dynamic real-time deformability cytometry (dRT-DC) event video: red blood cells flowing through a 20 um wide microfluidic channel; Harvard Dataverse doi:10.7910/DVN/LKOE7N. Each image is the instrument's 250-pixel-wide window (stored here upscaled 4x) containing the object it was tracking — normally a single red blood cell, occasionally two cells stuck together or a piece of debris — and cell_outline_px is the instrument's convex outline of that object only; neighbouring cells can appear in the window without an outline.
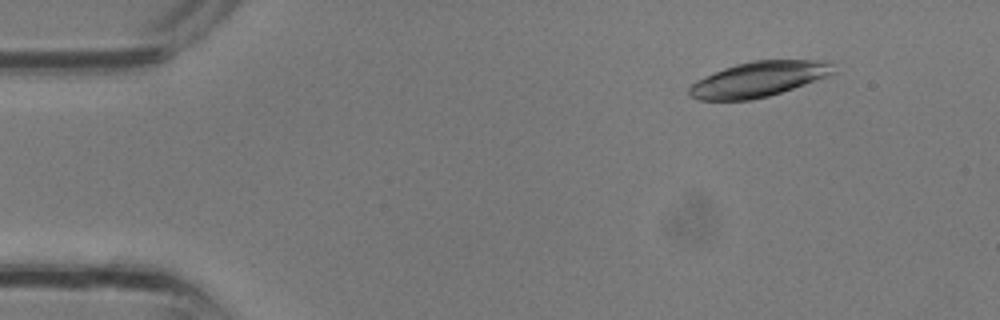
{"species": "common noctule bat (a hibernating species)", "species_latin": "Nyctalus noctula", "temperature_condition": "room temperature", "stored_images_in_passage": 12, "camera_frame_rate_fps": 3000, "um_per_image_px": 0.085, "animal": {"sex": "male", "body_mass_g": 13.3}, "frame": {"image": 1, "passage_image": 4, "time_ms": 1.0, "image_size_px": [1000, 320], "cell_outline_px": [[836, 72], [828, 76], [768, 96], [752, 100], [696, 100], [688, 96], [688, 88], [696, 80], [724, 68], [736, 64], [752, 60], [816, 60], [832, 64]], "centroid_in_image_um": [64.43, 6.74], "position_along_channel_um": 20.6, "area_um2": 29.42}}
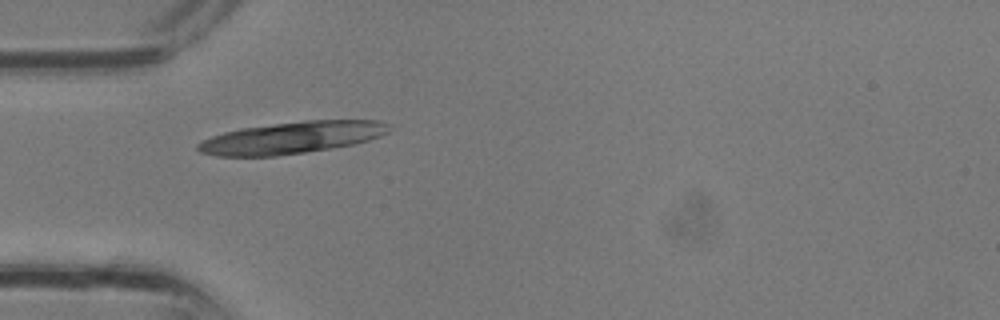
{"frame": {"image": 2, "passage_image": 10, "time_ms": 3.0, "image_size_px": [1000, 320], "cell_outline_px": [[392, 128], [388, 132], [380, 136], [368, 140], [352, 144], [332, 148], [276, 156], [216, 156], [200, 152], [196, 148], [196, 144], [212, 136], [224, 132], [240, 128], [304, 120], [376, 120], [388, 124]], "centroid_in_image_um": [24.79, 11.7], "position_along_channel_um": 60.2, "area_um2": 35.43}}